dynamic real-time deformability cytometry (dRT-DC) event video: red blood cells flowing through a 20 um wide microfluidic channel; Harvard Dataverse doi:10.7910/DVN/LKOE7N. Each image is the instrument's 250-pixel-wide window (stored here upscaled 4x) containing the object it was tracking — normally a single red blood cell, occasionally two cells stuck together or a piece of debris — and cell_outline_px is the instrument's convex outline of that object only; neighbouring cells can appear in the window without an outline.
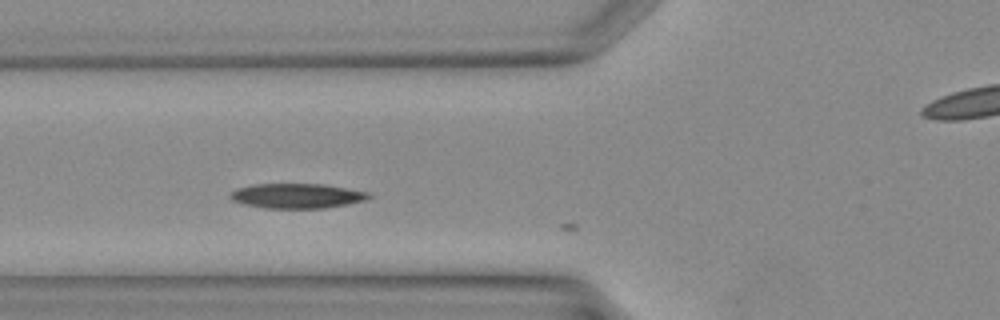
{"species": "Egyptian fruit bat (a non-hibernating species)", "species_latin": "Rousettus aegyptiacus", "temperature_condition": "warm", "stored_images_in_passage": 9, "camera_frame_rate_fps": 3000, "um_per_image_px": 0.085, "animal": {"sex": "female"}, "frame": {"image": 1, "passage_image": 8, "time_ms": 2.333, "image_size_px": [1000, 320], "cell_outline_px": [[372, 196], [364, 200], [324, 208], [264, 208], [244, 204], [232, 200], [228, 196], [228, 192], [236, 188], [252, 184], [324, 184], [348, 188], [368, 192]], "centroid_in_image_um": [25.17, 16.64], "position_along_channel_um": 100.6, "area_um2": 20.06}}